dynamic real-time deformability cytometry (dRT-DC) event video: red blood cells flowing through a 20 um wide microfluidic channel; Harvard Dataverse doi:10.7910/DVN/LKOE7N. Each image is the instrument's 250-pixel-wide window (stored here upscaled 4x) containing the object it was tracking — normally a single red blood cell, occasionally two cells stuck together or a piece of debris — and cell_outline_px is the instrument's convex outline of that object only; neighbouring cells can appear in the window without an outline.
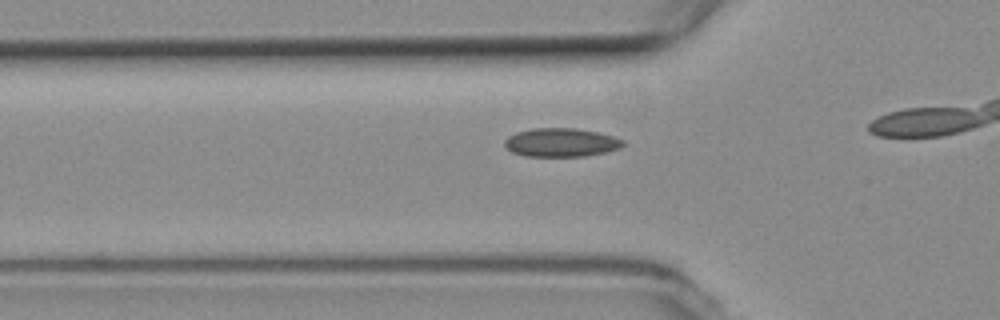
{"species": "common noctule bat (a hibernating species)", "species_latin": "Nyctalus noctula", "temperature_condition": "room temperature", "stored_images_in_passage": 15, "camera_frame_rate_fps": 3000, "um_per_image_px": 0.085, "animal": {"sex": "female", "body_mass_g": 19.3, "forearm_length_mm": 54.1}, "frame": {"image": 1, "passage_image": 7, "time_ms": 2.0, "image_size_px": [1000, 320], "cell_outline_px": [[624, 144], [620, 148], [604, 152], [584, 156], [524, 156], [512, 152], [504, 144], [504, 140], [508, 136], [516, 132], [532, 128], [576, 128], [596, 132], [612, 136], [624, 140]], "centroid_in_image_um": [47.66, 12.1], "position_along_channel_um": 78.1, "area_um2": 19.65}}
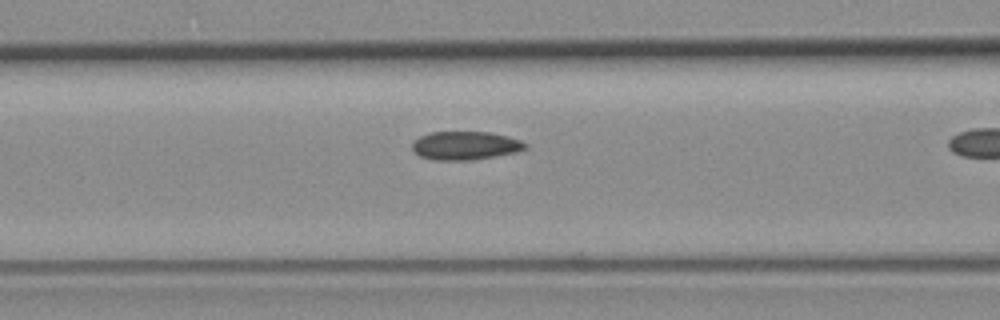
{"frame": {"image": 2, "passage_image": 11, "time_ms": 3.333, "image_size_px": [1000, 320], "cell_outline_px": [[528, 148], [516, 152], [496, 156], [472, 160], [436, 160], [420, 156], [412, 152], [412, 144], [420, 136], [428, 132], [488, 132], [508, 136], [520, 140], [528, 144]], "centroid_in_image_um": [39.56, 12.37], "position_along_channel_um": 127.0, "area_um2": 18.84}}